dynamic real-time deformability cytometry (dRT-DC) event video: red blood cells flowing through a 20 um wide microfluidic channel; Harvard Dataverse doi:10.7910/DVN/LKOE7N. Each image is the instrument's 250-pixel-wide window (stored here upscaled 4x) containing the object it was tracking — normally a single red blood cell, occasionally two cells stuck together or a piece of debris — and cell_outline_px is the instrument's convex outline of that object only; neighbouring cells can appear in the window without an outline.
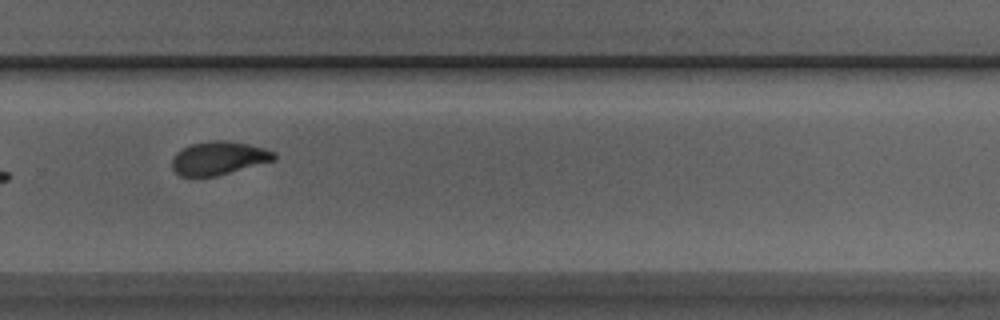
{"species": "Egyptian fruit bat (a non-hibernating species)", "species_latin": "Rousettus aegyptiacus", "temperature_condition": "room temperature", "stored_images_in_passage": 11, "camera_frame_rate_fps": 3000, "um_per_image_px": 0.085, "animal": {"sex": "male"}, "frame": {"image": 1, "passage_image": 7, "time_ms": 7.0, "image_size_px": [1000, 320], "cell_outline_px": [[276, 160], [216, 176], [180, 176], [172, 168], [172, 156], [176, 152], [192, 144], [212, 140], [224, 140], [248, 144], [264, 148], [276, 152]], "centroid_in_image_um": [18.6, 13.44], "position_along_channel_um": 311.2, "area_um2": 19.83}}
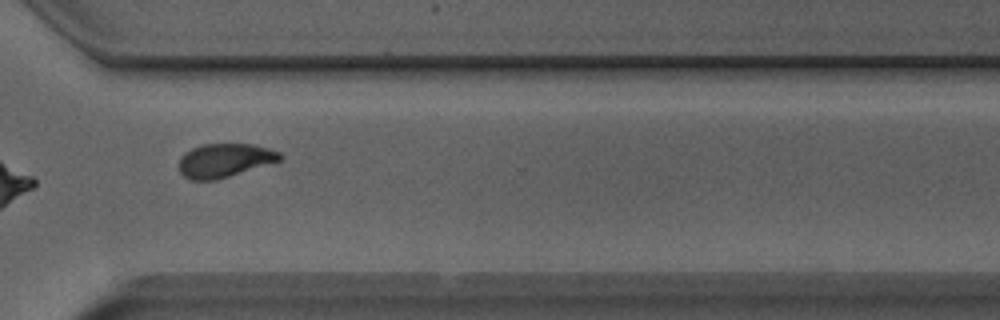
{"frame": {"image": 2, "passage_image": 8, "time_ms": 8.0, "image_size_px": [1000, 320], "cell_outline_px": [[284, 156], [280, 160], [216, 180], [192, 180], [184, 176], [180, 172], [180, 156], [184, 152], [200, 144], [252, 144], [268, 148], [280, 152]], "centroid_in_image_um": [19.07, 13.62], "position_along_channel_um": 351.5, "area_um2": 19.71}}